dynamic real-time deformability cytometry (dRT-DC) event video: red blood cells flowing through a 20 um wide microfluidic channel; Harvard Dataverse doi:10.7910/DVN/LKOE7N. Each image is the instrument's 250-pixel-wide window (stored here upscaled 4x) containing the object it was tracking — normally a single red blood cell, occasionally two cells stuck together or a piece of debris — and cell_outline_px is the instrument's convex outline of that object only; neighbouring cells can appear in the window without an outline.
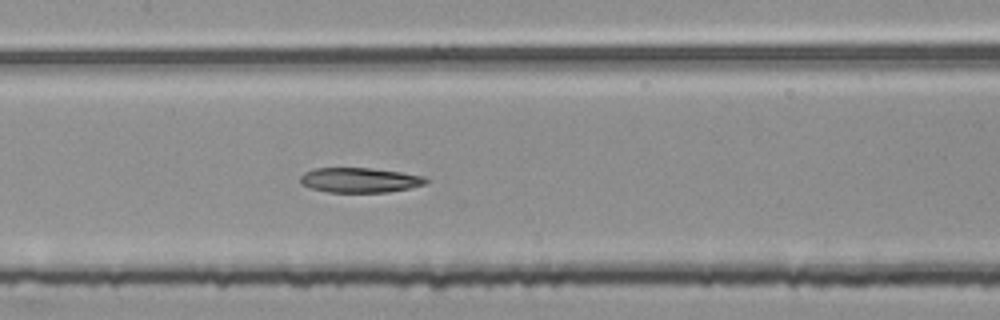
{"species": "common noctule bat (a hibernating species)", "species_latin": "Nyctalus noctula", "temperature_condition": "room temperature", "stored_images_in_passage": 53, "segment_of_instrument_passage": [2, 2], "camera_frame_rate_fps": 3000, "um_per_image_px": 0.085, "animal": {"sex": "female", "body_mass_g": 25.1}, "frame": {"image": 1, "passage_image": 26, "time_ms": 8.333, "image_size_px": [1000, 320], "cell_outline_px": [[428, 180], [424, 184], [408, 188], [388, 192], [328, 192], [312, 188], [300, 184], [300, 176], [304, 172], [316, 168], [372, 168], [400, 172], [424, 176]], "centroid_in_image_um": [30.55, 15.3], "position_along_channel_um": 176.9, "area_um2": 18.09}}
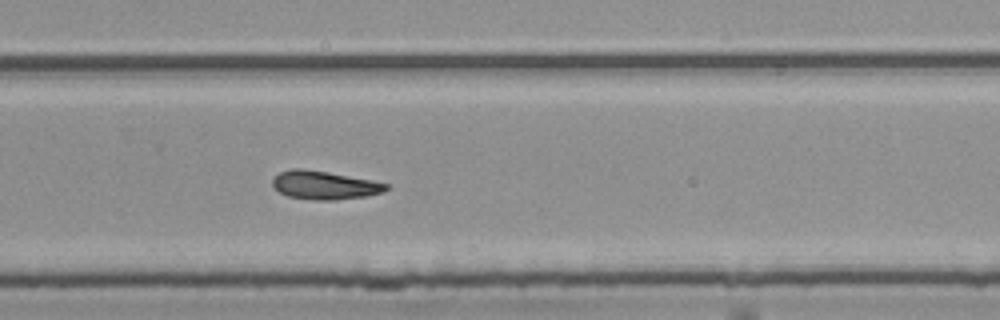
{"frame": {"image": 2, "passage_image": 36, "time_ms": 11.667, "image_size_px": [1000, 320], "cell_outline_px": [[388, 188], [384, 192], [364, 196], [336, 200], [312, 200], [288, 196], [280, 192], [272, 184], [272, 180], [280, 172], [292, 168], [304, 168], [328, 172], [372, 180], [388, 184]], "centroid_in_image_um": [27.57, 15.73], "position_along_channel_um": 302.2, "area_um2": 18.73}}
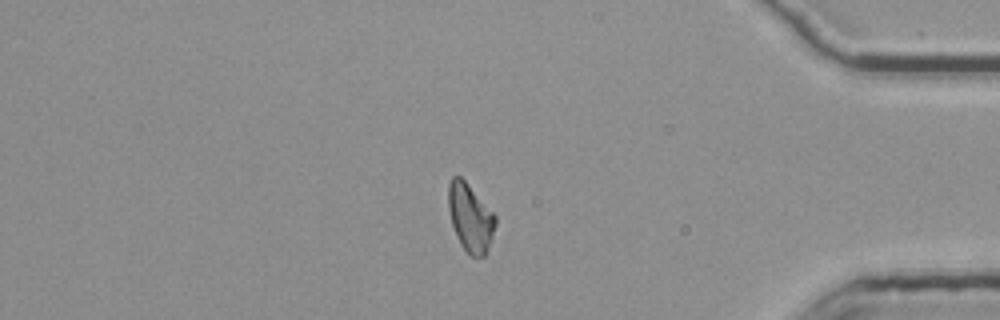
{"frame": {"image": 3, "passage_image": 46, "time_ms": 15.0, "image_size_px": [1000, 320], "cell_outline_px": [[496, 224], [488, 248], [484, 256], [472, 256], [460, 244], [456, 236], [452, 224], [448, 208], [448, 184], [452, 176], [460, 176], [468, 184], [496, 216]], "centroid_in_image_um": [39.96, 18.48], "position_along_channel_um": 395.2, "area_um2": 18.38}}